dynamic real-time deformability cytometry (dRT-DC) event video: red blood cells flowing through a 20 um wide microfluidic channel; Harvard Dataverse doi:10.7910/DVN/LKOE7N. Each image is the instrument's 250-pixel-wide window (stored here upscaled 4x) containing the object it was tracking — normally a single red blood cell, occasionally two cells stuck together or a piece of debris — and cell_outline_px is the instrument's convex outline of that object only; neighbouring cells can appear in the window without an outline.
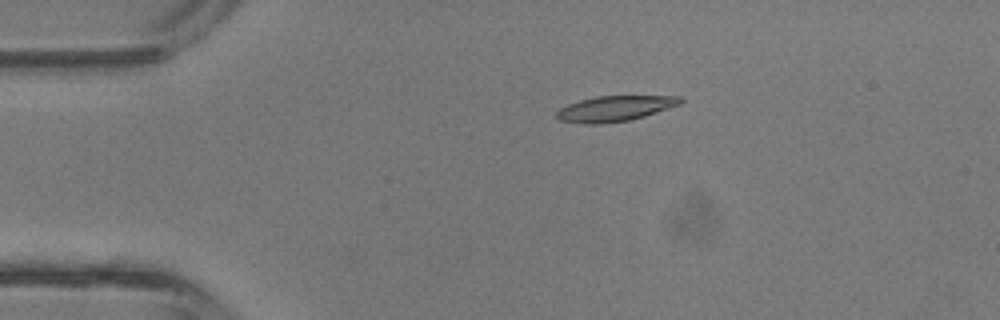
{"species": "common noctule bat (a hibernating species)", "species_latin": "Nyctalus noctula", "temperature_condition": "room temperature", "stored_images_in_passage": 3, "camera_frame_rate_fps": 3000, "um_per_image_px": 0.085, "animal": {"sex": "male", "body_mass_g": 13.3}, "frame": {"image": 1, "passage_image": 1, "time_ms": 0.0, "image_size_px": [1000, 320], "cell_outline_px": [[684, 100], [680, 104], [644, 116], [628, 120], [596, 124], [584, 124], [560, 120], [556, 116], [556, 112], [560, 108], [568, 104], [580, 100], [596, 96], [680, 96]], "centroid_in_image_um": [52.25, 9.22], "position_along_channel_um": 32.8, "area_um2": 18.15}}